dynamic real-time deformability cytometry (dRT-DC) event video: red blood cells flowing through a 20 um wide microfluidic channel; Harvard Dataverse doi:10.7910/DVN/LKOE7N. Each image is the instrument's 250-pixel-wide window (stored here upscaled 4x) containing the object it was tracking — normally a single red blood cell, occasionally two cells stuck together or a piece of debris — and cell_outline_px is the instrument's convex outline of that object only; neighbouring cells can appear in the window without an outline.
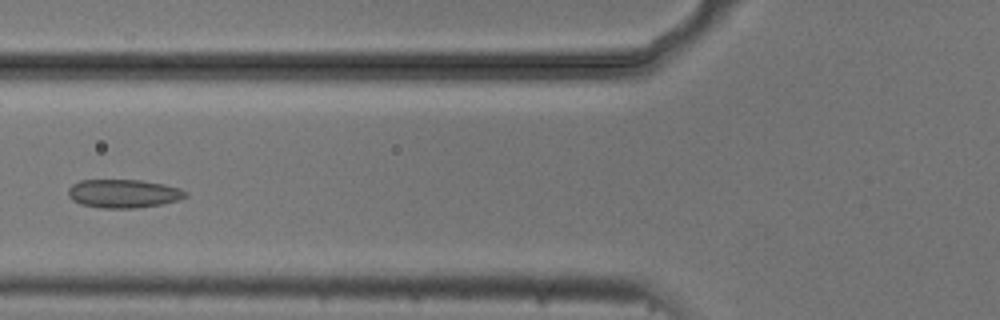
{"species": "common noctule bat (a hibernating species)", "species_latin": "Nyctalus noctula", "temperature_condition": "cold", "stored_images_in_passage": 6, "camera_frame_rate_fps": 3000, "um_per_image_px": 0.085, "animal": {"sex": "male", "body_mass_g": 20.5, "forearm_length_mm": 52.5}, "frame": {"image": 1, "passage_image": 5, "time_ms": 1.333, "image_size_px": [1000, 320], "cell_outline_px": [[188, 196], [180, 200], [160, 204], [136, 208], [100, 208], [80, 204], [72, 200], [68, 196], [68, 188], [72, 184], [80, 180], [140, 180], [164, 184], [180, 188], [188, 192]], "centroid_in_image_um": [10.5, 16.45], "position_along_channel_um": 115.3, "area_um2": 19.65}}
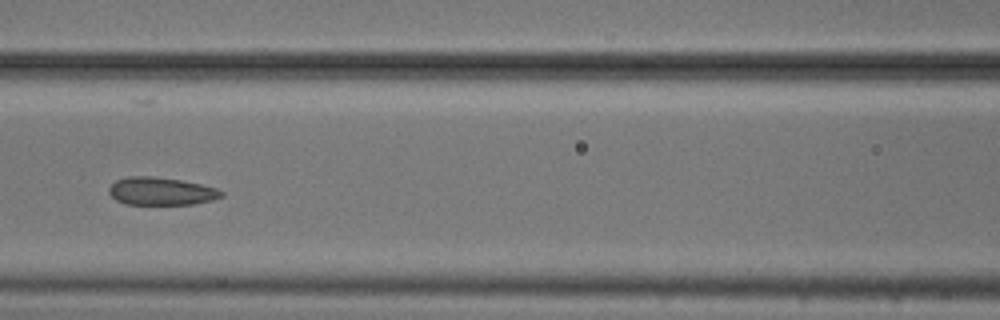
{"frame": {"image": 2, "passage_image": 6, "time_ms": 1.667, "image_size_px": [1000, 320], "cell_outline_px": [[224, 196], [212, 200], [192, 204], [124, 204], [116, 200], [108, 192], [108, 188], [116, 180], [128, 176], [152, 176], [180, 180], [200, 184], [216, 188], [224, 192]], "centroid_in_image_um": [13.68, 16.25], "position_along_channel_um": 152.9, "area_um2": 18.21}}